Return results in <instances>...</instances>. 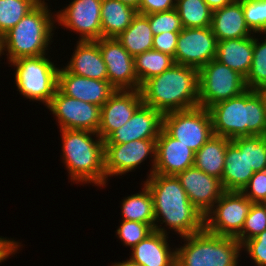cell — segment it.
<instances>
[{"label":"cell","mask_w":266,"mask_h":266,"mask_svg":"<svg viewBox=\"0 0 266 266\" xmlns=\"http://www.w3.org/2000/svg\"><path fill=\"white\" fill-rule=\"evenodd\" d=\"M143 183L153 198L155 231L169 235L171 230L181 238L204 229V215L190 202L176 176L153 173Z\"/></svg>","instance_id":"6da1fadb"},{"label":"cell","mask_w":266,"mask_h":266,"mask_svg":"<svg viewBox=\"0 0 266 266\" xmlns=\"http://www.w3.org/2000/svg\"><path fill=\"white\" fill-rule=\"evenodd\" d=\"M199 70L174 63L140 87L143 104L163 115L199 106Z\"/></svg>","instance_id":"7a4b0ae2"},{"label":"cell","mask_w":266,"mask_h":266,"mask_svg":"<svg viewBox=\"0 0 266 266\" xmlns=\"http://www.w3.org/2000/svg\"><path fill=\"white\" fill-rule=\"evenodd\" d=\"M62 163L73 183L106 187L104 140L87 130L61 129ZM95 137V138H93Z\"/></svg>","instance_id":"3957f363"},{"label":"cell","mask_w":266,"mask_h":266,"mask_svg":"<svg viewBox=\"0 0 266 266\" xmlns=\"http://www.w3.org/2000/svg\"><path fill=\"white\" fill-rule=\"evenodd\" d=\"M213 134L229 140L245 136H266V111L252 89L209 108Z\"/></svg>","instance_id":"277c9868"},{"label":"cell","mask_w":266,"mask_h":266,"mask_svg":"<svg viewBox=\"0 0 266 266\" xmlns=\"http://www.w3.org/2000/svg\"><path fill=\"white\" fill-rule=\"evenodd\" d=\"M45 1L41 0L2 36L3 55L7 56L8 63L21 57H38L49 53L57 26L56 14L51 12Z\"/></svg>","instance_id":"5b68a950"},{"label":"cell","mask_w":266,"mask_h":266,"mask_svg":"<svg viewBox=\"0 0 266 266\" xmlns=\"http://www.w3.org/2000/svg\"><path fill=\"white\" fill-rule=\"evenodd\" d=\"M184 244L176 249V266H240L242 245L234 237L208 232L181 237Z\"/></svg>","instance_id":"8992f818"},{"label":"cell","mask_w":266,"mask_h":266,"mask_svg":"<svg viewBox=\"0 0 266 266\" xmlns=\"http://www.w3.org/2000/svg\"><path fill=\"white\" fill-rule=\"evenodd\" d=\"M48 55L21 57L8 64L15 69V86L23 97L48 106L57 90L59 67Z\"/></svg>","instance_id":"52a82bcc"},{"label":"cell","mask_w":266,"mask_h":266,"mask_svg":"<svg viewBox=\"0 0 266 266\" xmlns=\"http://www.w3.org/2000/svg\"><path fill=\"white\" fill-rule=\"evenodd\" d=\"M198 82L199 106L206 109L247 90L245 78L216 59L199 69Z\"/></svg>","instance_id":"ba28073f"},{"label":"cell","mask_w":266,"mask_h":266,"mask_svg":"<svg viewBox=\"0 0 266 266\" xmlns=\"http://www.w3.org/2000/svg\"><path fill=\"white\" fill-rule=\"evenodd\" d=\"M163 128L195 153L214 135L209 109L200 106L164 114Z\"/></svg>","instance_id":"9c48e42d"},{"label":"cell","mask_w":266,"mask_h":266,"mask_svg":"<svg viewBox=\"0 0 266 266\" xmlns=\"http://www.w3.org/2000/svg\"><path fill=\"white\" fill-rule=\"evenodd\" d=\"M252 204L242 192L225 191L204 216V228L216 235L236 238Z\"/></svg>","instance_id":"30bf717a"},{"label":"cell","mask_w":266,"mask_h":266,"mask_svg":"<svg viewBox=\"0 0 266 266\" xmlns=\"http://www.w3.org/2000/svg\"><path fill=\"white\" fill-rule=\"evenodd\" d=\"M148 157L152 166L146 177L154 172L156 140L143 139L124 144H104V170L107 182L111 176L117 177L136 171L135 169L140 167L145 160L147 161Z\"/></svg>","instance_id":"8fae6325"},{"label":"cell","mask_w":266,"mask_h":266,"mask_svg":"<svg viewBox=\"0 0 266 266\" xmlns=\"http://www.w3.org/2000/svg\"><path fill=\"white\" fill-rule=\"evenodd\" d=\"M61 129L98 132L101 107L62 94L58 89L46 107Z\"/></svg>","instance_id":"7c38bea8"},{"label":"cell","mask_w":266,"mask_h":266,"mask_svg":"<svg viewBox=\"0 0 266 266\" xmlns=\"http://www.w3.org/2000/svg\"><path fill=\"white\" fill-rule=\"evenodd\" d=\"M56 12L58 26L79 34L78 41H96L102 38V0H72Z\"/></svg>","instance_id":"4fadbf2b"},{"label":"cell","mask_w":266,"mask_h":266,"mask_svg":"<svg viewBox=\"0 0 266 266\" xmlns=\"http://www.w3.org/2000/svg\"><path fill=\"white\" fill-rule=\"evenodd\" d=\"M217 43L211 27L183 28L178 35L174 62L199 70L216 58Z\"/></svg>","instance_id":"5bb4252c"},{"label":"cell","mask_w":266,"mask_h":266,"mask_svg":"<svg viewBox=\"0 0 266 266\" xmlns=\"http://www.w3.org/2000/svg\"><path fill=\"white\" fill-rule=\"evenodd\" d=\"M107 68L108 81L116 90H138L134 57L117 38H100L95 41Z\"/></svg>","instance_id":"9a60e30c"},{"label":"cell","mask_w":266,"mask_h":266,"mask_svg":"<svg viewBox=\"0 0 266 266\" xmlns=\"http://www.w3.org/2000/svg\"><path fill=\"white\" fill-rule=\"evenodd\" d=\"M143 104L140 90H116L102 105L98 134L105 141Z\"/></svg>","instance_id":"2e32d148"},{"label":"cell","mask_w":266,"mask_h":266,"mask_svg":"<svg viewBox=\"0 0 266 266\" xmlns=\"http://www.w3.org/2000/svg\"><path fill=\"white\" fill-rule=\"evenodd\" d=\"M190 202L205 216L225 192L221 180L192 166L176 175Z\"/></svg>","instance_id":"e0dca14e"},{"label":"cell","mask_w":266,"mask_h":266,"mask_svg":"<svg viewBox=\"0 0 266 266\" xmlns=\"http://www.w3.org/2000/svg\"><path fill=\"white\" fill-rule=\"evenodd\" d=\"M163 128V114L142 104L133 116L115 130L104 144H124L134 140H156Z\"/></svg>","instance_id":"ac0fdd59"},{"label":"cell","mask_w":266,"mask_h":266,"mask_svg":"<svg viewBox=\"0 0 266 266\" xmlns=\"http://www.w3.org/2000/svg\"><path fill=\"white\" fill-rule=\"evenodd\" d=\"M57 89L64 95L99 107L116 89L108 80H96L70 73L64 66L59 68Z\"/></svg>","instance_id":"d6986e66"},{"label":"cell","mask_w":266,"mask_h":266,"mask_svg":"<svg viewBox=\"0 0 266 266\" xmlns=\"http://www.w3.org/2000/svg\"><path fill=\"white\" fill-rule=\"evenodd\" d=\"M194 157L193 150L162 128L156 139V164L153 173L176 176L193 166Z\"/></svg>","instance_id":"ffe728a7"},{"label":"cell","mask_w":266,"mask_h":266,"mask_svg":"<svg viewBox=\"0 0 266 266\" xmlns=\"http://www.w3.org/2000/svg\"><path fill=\"white\" fill-rule=\"evenodd\" d=\"M254 173L246 160V136L232 139L226 148L221 178L224 190L241 192Z\"/></svg>","instance_id":"44dd1931"},{"label":"cell","mask_w":266,"mask_h":266,"mask_svg":"<svg viewBox=\"0 0 266 266\" xmlns=\"http://www.w3.org/2000/svg\"><path fill=\"white\" fill-rule=\"evenodd\" d=\"M168 237L154 230L130 248L132 253L129 258L142 266H176V249L169 246Z\"/></svg>","instance_id":"7402d4cb"},{"label":"cell","mask_w":266,"mask_h":266,"mask_svg":"<svg viewBox=\"0 0 266 266\" xmlns=\"http://www.w3.org/2000/svg\"><path fill=\"white\" fill-rule=\"evenodd\" d=\"M211 29L217 41L254 35L246 24L242 0H233L223 8L212 11Z\"/></svg>","instance_id":"603a6c76"},{"label":"cell","mask_w":266,"mask_h":266,"mask_svg":"<svg viewBox=\"0 0 266 266\" xmlns=\"http://www.w3.org/2000/svg\"><path fill=\"white\" fill-rule=\"evenodd\" d=\"M65 68L72 74L96 80H108L102 53L95 41H77Z\"/></svg>","instance_id":"cb8c5ba5"},{"label":"cell","mask_w":266,"mask_h":266,"mask_svg":"<svg viewBox=\"0 0 266 266\" xmlns=\"http://www.w3.org/2000/svg\"><path fill=\"white\" fill-rule=\"evenodd\" d=\"M253 58V35L246 38L220 40L216 60L246 78Z\"/></svg>","instance_id":"d4e9b609"},{"label":"cell","mask_w":266,"mask_h":266,"mask_svg":"<svg viewBox=\"0 0 266 266\" xmlns=\"http://www.w3.org/2000/svg\"><path fill=\"white\" fill-rule=\"evenodd\" d=\"M230 142L231 140L226 137L212 135L195 153L193 166L221 180L225 165L226 148Z\"/></svg>","instance_id":"484cf974"},{"label":"cell","mask_w":266,"mask_h":266,"mask_svg":"<svg viewBox=\"0 0 266 266\" xmlns=\"http://www.w3.org/2000/svg\"><path fill=\"white\" fill-rule=\"evenodd\" d=\"M101 27L103 38H116L131 24L137 10L119 0H102Z\"/></svg>","instance_id":"4316f807"},{"label":"cell","mask_w":266,"mask_h":266,"mask_svg":"<svg viewBox=\"0 0 266 266\" xmlns=\"http://www.w3.org/2000/svg\"><path fill=\"white\" fill-rule=\"evenodd\" d=\"M153 36L148 18L137 13L126 30L116 38L128 53L135 57L153 48Z\"/></svg>","instance_id":"83f0119b"},{"label":"cell","mask_w":266,"mask_h":266,"mask_svg":"<svg viewBox=\"0 0 266 266\" xmlns=\"http://www.w3.org/2000/svg\"><path fill=\"white\" fill-rule=\"evenodd\" d=\"M138 193L124 197L121 202V220L137 221L149 224L154 229L155 215L153 198L148 187L143 183Z\"/></svg>","instance_id":"f1b7e54d"},{"label":"cell","mask_w":266,"mask_h":266,"mask_svg":"<svg viewBox=\"0 0 266 266\" xmlns=\"http://www.w3.org/2000/svg\"><path fill=\"white\" fill-rule=\"evenodd\" d=\"M174 63L173 57L154 49L136 55L134 64L139 90L146 80L168 70Z\"/></svg>","instance_id":"f546056e"},{"label":"cell","mask_w":266,"mask_h":266,"mask_svg":"<svg viewBox=\"0 0 266 266\" xmlns=\"http://www.w3.org/2000/svg\"><path fill=\"white\" fill-rule=\"evenodd\" d=\"M175 9L183 28L211 27L212 10L204 0H176Z\"/></svg>","instance_id":"4dcf8cb0"},{"label":"cell","mask_w":266,"mask_h":266,"mask_svg":"<svg viewBox=\"0 0 266 266\" xmlns=\"http://www.w3.org/2000/svg\"><path fill=\"white\" fill-rule=\"evenodd\" d=\"M41 0H0V35L13 28Z\"/></svg>","instance_id":"1f68e13d"},{"label":"cell","mask_w":266,"mask_h":266,"mask_svg":"<svg viewBox=\"0 0 266 266\" xmlns=\"http://www.w3.org/2000/svg\"><path fill=\"white\" fill-rule=\"evenodd\" d=\"M263 39L253 35V58L249 73L245 78L247 89L255 90L266 84V33ZM257 37V38H256Z\"/></svg>","instance_id":"d6a6232c"},{"label":"cell","mask_w":266,"mask_h":266,"mask_svg":"<svg viewBox=\"0 0 266 266\" xmlns=\"http://www.w3.org/2000/svg\"><path fill=\"white\" fill-rule=\"evenodd\" d=\"M266 230V206L263 203H253L247 215L241 233L236 239L243 245Z\"/></svg>","instance_id":"836d02e7"},{"label":"cell","mask_w":266,"mask_h":266,"mask_svg":"<svg viewBox=\"0 0 266 266\" xmlns=\"http://www.w3.org/2000/svg\"><path fill=\"white\" fill-rule=\"evenodd\" d=\"M242 8L249 29L258 36L266 33V0H242Z\"/></svg>","instance_id":"e575fe53"},{"label":"cell","mask_w":266,"mask_h":266,"mask_svg":"<svg viewBox=\"0 0 266 266\" xmlns=\"http://www.w3.org/2000/svg\"><path fill=\"white\" fill-rule=\"evenodd\" d=\"M120 226L115 231L116 236L124 246L133 248L151 234L154 229L147 223L120 220Z\"/></svg>","instance_id":"d590c367"},{"label":"cell","mask_w":266,"mask_h":266,"mask_svg":"<svg viewBox=\"0 0 266 266\" xmlns=\"http://www.w3.org/2000/svg\"><path fill=\"white\" fill-rule=\"evenodd\" d=\"M154 36L163 32H180L183 29L179 13L176 9L155 12L145 15Z\"/></svg>","instance_id":"8d00e7d4"},{"label":"cell","mask_w":266,"mask_h":266,"mask_svg":"<svg viewBox=\"0 0 266 266\" xmlns=\"http://www.w3.org/2000/svg\"><path fill=\"white\" fill-rule=\"evenodd\" d=\"M246 160L254 172L266 168V136H246Z\"/></svg>","instance_id":"74e56055"},{"label":"cell","mask_w":266,"mask_h":266,"mask_svg":"<svg viewBox=\"0 0 266 266\" xmlns=\"http://www.w3.org/2000/svg\"><path fill=\"white\" fill-rule=\"evenodd\" d=\"M242 250L249 255L255 266H266V230L256 237L247 240Z\"/></svg>","instance_id":"f35d334b"},{"label":"cell","mask_w":266,"mask_h":266,"mask_svg":"<svg viewBox=\"0 0 266 266\" xmlns=\"http://www.w3.org/2000/svg\"><path fill=\"white\" fill-rule=\"evenodd\" d=\"M241 192L253 203H264L266 201L265 172H255Z\"/></svg>","instance_id":"ab89813d"},{"label":"cell","mask_w":266,"mask_h":266,"mask_svg":"<svg viewBox=\"0 0 266 266\" xmlns=\"http://www.w3.org/2000/svg\"><path fill=\"white\" fill-rule=\"evenodd\" d=\"M178 35L179 32H163L159 35L153 36L152 49L168 54L174 58Z\"/></svg>","instance_id":"60d3db41"},{"label":"cell","mask_w":266,"mask_h":266,"mask_svg":"<svg viewBox=\"0 0 266 266\" xmlns=\"http://www.w3.org/2000/svg\"><path fill=\"white\" fill-rule=\"evenodd\" d=\"M176 0H140L137 13L148 15L155 12L169 11L175 8Z\"/></svg>","instance_id":"b9f144b4"},{"label":"cell","mask_w":266,"mask_h":266,"mask_svg":"<svg viewBox=\"0 0 266 266\" xmlns=\"http://www.w3.org/2000/svg\"><path fill=\"white\" fill-rule=\"evenodd\" d=\"M22 244L18 241L13 240V238L9 239L7 237L0 236V263L4 262L11 255H15L19 253L21 250Z\"/></svg>","instance_id":"7bdbcfd3"},{"label":"cell","mask_w":266,"mask_h":266,"mask_svg":"<svg viewBox=\"0 0 266 266\" xmlns=\"http://www.w3.org/2000/svg\"><path fill=\"white\" fill-rule=\"evenodd\" d=\"M209 8L214 11L230 4L233 0H204Z\"/></svg>","instance_id":"ee69618b"},{"label":"cell","mask_w":266,"mask_h":266,"mask_svg":"<svg viewBox=\"0 0 266 266\" xmlns=\"http://www.w3.org/2000/svg\"><path fill=\"white\" fill-rule=\"evenodd\" d=\"M254 91L261 98V101L266 111V84L257 87Z\"/></svg>","instance_id":"f6af8a7d"},{"label":"cell","mask_w":266,"mask_h":266,"mask_svg":"<svg viewBox=\"0 0 266 266\" xmlns=\"http://www.w3.org/2000/svg\"><path fill=\"white\" fill-rule=\"evenodd\" d=\"M111 266H142V265L136 262H133L130 258H128L126 261L114 262L111 264Z\"/></svg>","instance_id":"bcb514c9"},{"label":"cell","mask_w":266,"mask_h":266,"mask_svg":"<svg viewBox=\"0 0 266 266\" xmlns=\"http://www.w3.org/2000/svg\"><path fill=\"white\" fill-rule=\"evenodd\" d=\"M119 1L133 7L136 10L139 9L140 0H119Z\"/></svg>","instance_id":"7dc6e473"},{"label":"cell","mask_w":266,"mask_h":266,"mask_svg":"<svg viewBox=\"0 0 266 266\" xmlns=\"http://www.w3.org/2000/svg\"><path fill=\"white\" fill-rule=\"evenodd\" d=\"M3 55V43H2V36L0 35V57Z\"/></svg>","instance_id":"c3c4849f"}]
</instances>
